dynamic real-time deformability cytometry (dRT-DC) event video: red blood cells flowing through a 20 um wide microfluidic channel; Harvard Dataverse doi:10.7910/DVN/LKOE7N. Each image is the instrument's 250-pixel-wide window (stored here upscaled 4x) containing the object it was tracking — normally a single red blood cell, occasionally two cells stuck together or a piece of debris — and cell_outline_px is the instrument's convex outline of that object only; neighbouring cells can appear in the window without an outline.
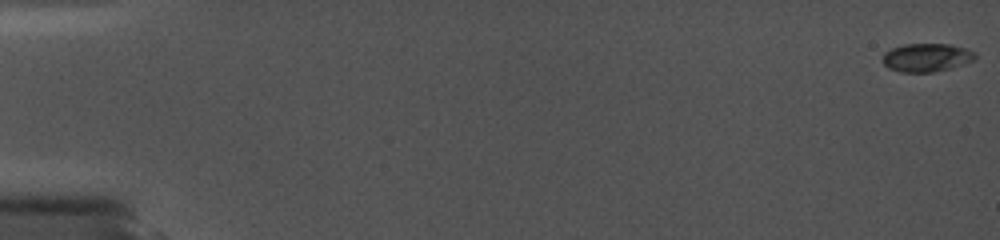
{"species": "common noctule bat (a hibernating species)", "species_latin": "Nyctalus noctula", "temperature_condition": "cold", "stored_images_in_passage": 72, "camera_frame_rate_fps": 5000, "um_per_image_px": 0.085, "animal": {"sex": "female", "body_mass_g": 19.0, "forearm_length_mm": 56.7}, "frame": {"image": 1, "passage_image": 1, "time_ms": 0.0, "image_size_px": [1000, 240], "cell_outline_px": [[976, 56], [972, 60], [948, 68], [932, 72], [900, 72], [888, 68], [884, 64], [884, 52], [892, 48], [904, 44], [948, 44], [964, 48], [976, 52]], "centroid_in_image_um": [78.72, 4.88], "position_along_channel_um": 6.3, "area_um2": 14.97}}
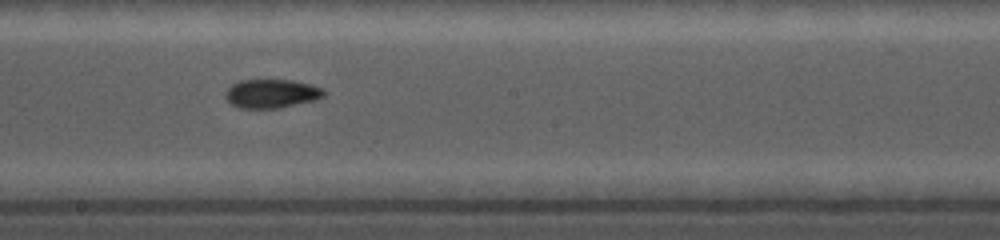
{"frame": {"image": 2, "passage_image": 42, "time_ms": 10.4, "image_size_px": [1000, 240], "cell_outline_px": [[328, 92], [324, 96], [316, 100], [280, 108], [240, 108], [232, 104], [224, 96], [224, 92], [232, 84], [240, 80], [292, 80], [312, 84], [324, 88]], "centroid_in_image_um": [23.13, 7.95], "position_along_channel_um": 225.1, "area_um2": 16.76}}
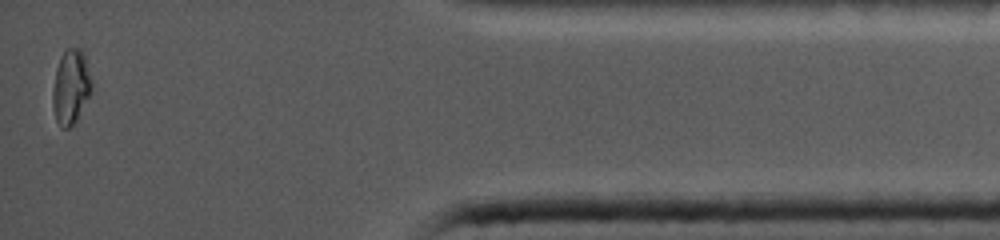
{"frame": {"image": 3, "passage_image": 71, "time_ms": 16.6, "image_size_px": [1000, 240], "cell_outline_px": [[92, 88], [76, 120], [68, 128], [60, 128], [56, 120], [52, 104], [52, 92], [56, 68], [60, 56], [64, 48], [80, 48], [84, 52], [92, 80]], "centroid_in_image_um": [6.01, 7.34], "position_along_channel_um": 429.2, "area_um2": 16.99}, "authors_computed_cell_mechanics": {"area_um2": 16.0684, "velocity_mm_per_s": 3.836, "shape_relaxation_time_tau1_ms": null, "shape_relaxation_time_tau2_ms": 1.204, "deformation_change_tau1": null, "deformation_change_tau2": 0.0384}}